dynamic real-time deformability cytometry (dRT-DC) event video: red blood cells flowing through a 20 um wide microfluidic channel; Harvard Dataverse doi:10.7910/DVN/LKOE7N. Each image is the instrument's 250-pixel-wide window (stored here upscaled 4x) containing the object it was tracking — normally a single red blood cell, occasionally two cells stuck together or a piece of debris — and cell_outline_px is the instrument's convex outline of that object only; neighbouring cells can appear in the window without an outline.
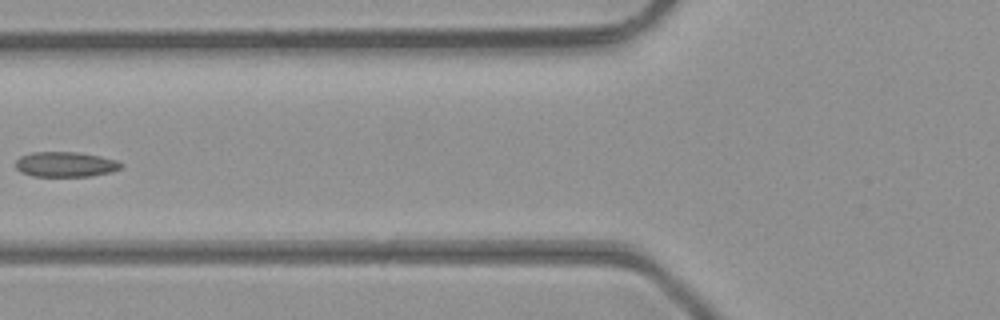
{"species": "common noctule bat (a hibernating species)", "species_latin": "Nyctalus noctula", "temperature_condition": "room temperature", "stored_images_in_passage": 6, "camera_frame_rate_fps": 3000, "um_per_image_px": 0.085, "animal": {"sex": "male", "body_mass_g": 23.1, "forearm_length_mm": 52.7}, "frame": {"image": 1, "passage_image": 6, "time_ms": 1.667, "image_size_px": [1000, 320], "cell_outline_px": [[124, 164], [120, 168], [112, 172], [92, 176], [32, 176], [20, 172], [16, 168], [16, 160], [20, 156], [32, 152], [76, 152], [100, 156], [116, 160]], "centroid_in_image_um": [5.56, 13.97], "position_along_channel_um": 120.2, "area_um2": 15.49}}